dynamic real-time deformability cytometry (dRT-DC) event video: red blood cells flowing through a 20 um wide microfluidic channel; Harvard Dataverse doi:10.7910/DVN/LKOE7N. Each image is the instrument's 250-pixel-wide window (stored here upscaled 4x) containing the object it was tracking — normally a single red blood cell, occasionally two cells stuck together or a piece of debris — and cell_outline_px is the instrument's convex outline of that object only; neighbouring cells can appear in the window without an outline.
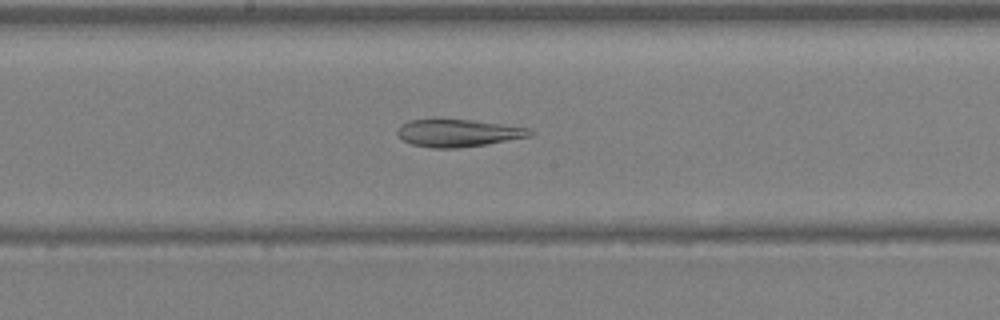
{"species": "Egyptian fruit bat (a non-hibernating species)", "species_latin": "Rousettus aegyptiacus", "temperature_condition": "warm", "stored_images_in_passage": 38, "camera_frame_rate_fps": 3000, "um_per_image_px": 0.085, "animal": {"sex": "female"}, "frame": {"image": 1, "passage_image": 20, "time_ms": 6.333, "image_size_px": [1000, 320], "cell_outline_px": [[532, 136], [484, 144], [456, 148], [432, 148], [412, 144], [396, 136], [396, 128], [400, 124], [408, 120], [472, 120], [528, 128], [532, 132]], "centroid_in_image_um": [38.86, 11.31], "position_along_channel_um": 209.3, "area_um2": 20.92}}
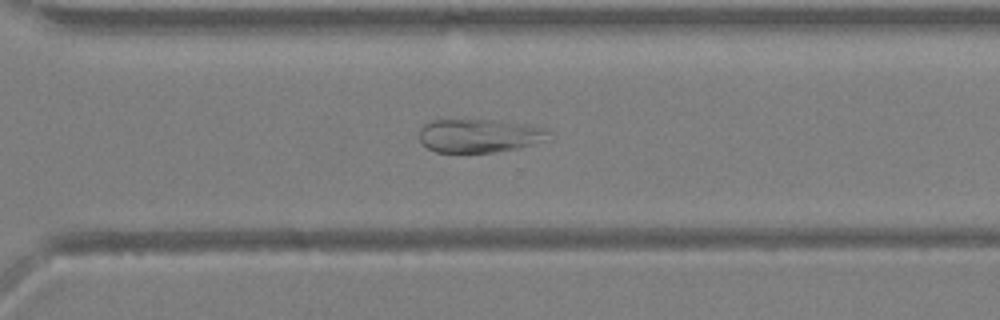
{"frame": {"image": 2, "passage_image": 27, "time_ms": 8.667, "image_size_px": [1000, 320], "cell_outline_px": [[548, 128], [540, 140], [532, 144], [520, 148], [492, 152], [436, 152], [428, 148], [420, 140], [420, 128], [424, 124], [432, 120], [492, 120]], "centroid_in_image_um": [40.63, 11.53], "position_along_channel_um": 330.0, "area_um2": 24.57}}
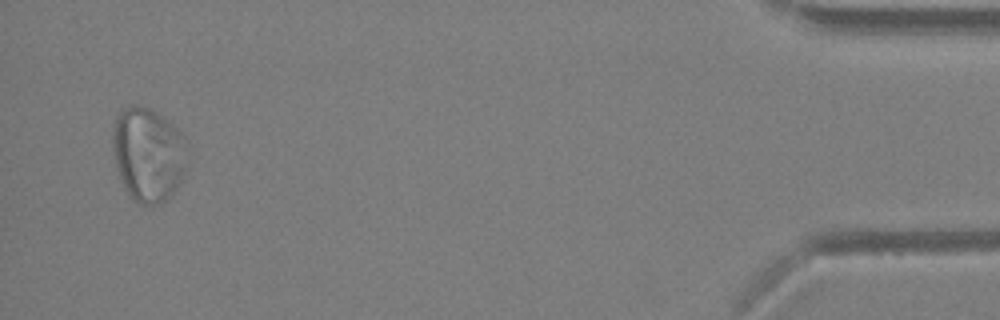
{"frame": {"image": 3, "passage_image": 37, "time_ms": 12.0, "image_size_px": [1000, 320], "cell_outline_px": [[184, 176], [176, 188], [160, 204], [140, 204], [132, 200], [124, 188], [116, 168], [112, 148], [112, 128], [120, 112], [124, 108], [132, 104], [140, 104], [156, 112], [168, 120], [180, 132], [184, 164]], "centroid_in_image_um": [12.51, 13.12], "position_along_channel_um": 422.7, "area_um2": 40.4}}